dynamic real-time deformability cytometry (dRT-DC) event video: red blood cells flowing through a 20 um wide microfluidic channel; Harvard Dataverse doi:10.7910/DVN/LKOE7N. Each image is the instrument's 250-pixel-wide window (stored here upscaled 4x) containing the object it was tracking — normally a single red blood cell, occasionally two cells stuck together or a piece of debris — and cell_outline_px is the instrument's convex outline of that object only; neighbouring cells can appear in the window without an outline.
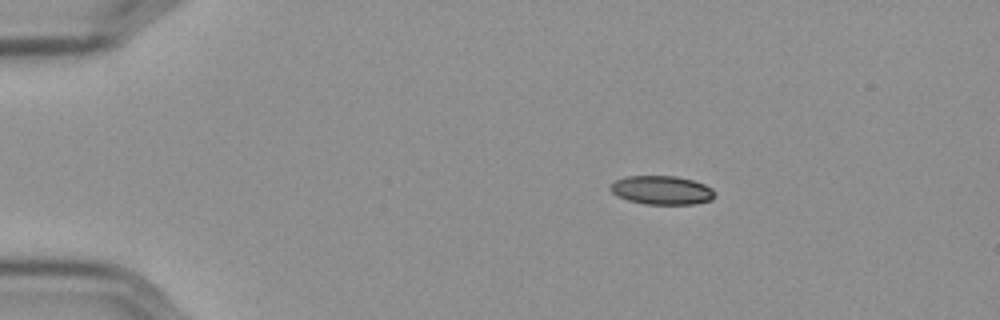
{"species": "Egyptian fruit bat (a non-hibernating species)", "species_latin": "Rousettus aegyptiacus", "temperature_condition": "cold", "stored_images_in_passage": 48, "camera_frame_rate_fps": 3000, "um_per_image_px": 0.085, "frame": {"image": 1, "passage_image": 1, "time_ms": 0.0, "image_size_px": [1000, 320], "cell_outline_px": [[716, 196], [712, 200], [692, 204], [644, 204], [628, 200], [616, 196], [608, 188], [616, 180], [624, 176], [676, 176], [692, 180], [704, 184], [712, 188], [716, 192]], "centroid_in_image_um": [56.26, 16.16], "position_along_channel_um": 28.7, "area_um2": 17.63}}
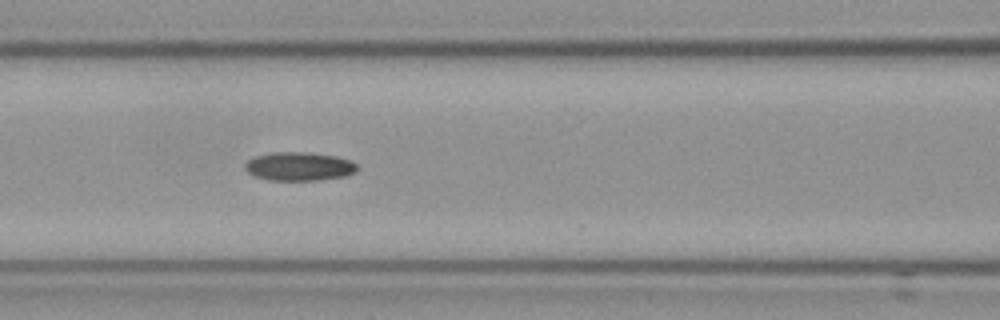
{"frame": {"image": 2, "passage_image": 16, "time_ms": 5.0, "image_size_px": [1000, 320], "cell_outline_px": [[356, 172], [344, 176], [320, 180], [268, 180], [252, 176], [244, 168], [244, 164], [252, 156], [272, 152], [308, 152], [336, 156], [352, 160], [356, 164]], "centroid_in_image_um": [25.38, 14.14], "position_along_channel_um": 141.2, "area_um2": 18.96}}
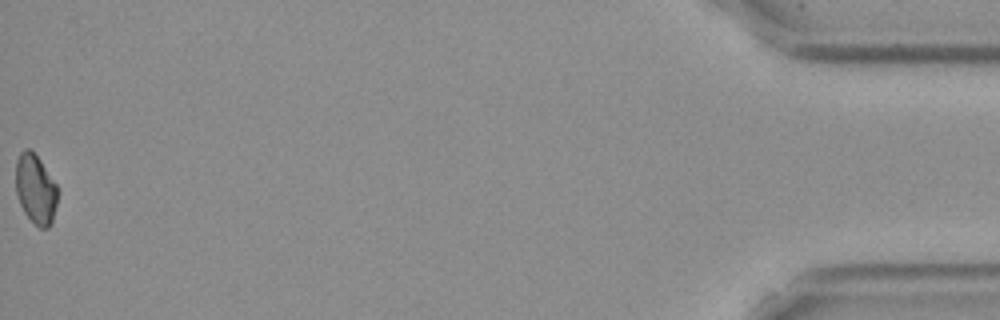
{"frame": {"image": 3, "passage_image": 48, "time_ms": 15.667, "image_size_px": [1000, 320], "cell_outline_px": [[60, 192], [52, 220], [48, 228], [40, 228], [24, 212], [20, 204], [16, 192], [16, 160], [20, 152], [24, 148], [28, 148], [40, 160], [56, 184]], "centroid_in_image_um": [3.04, 16.07], "position_along_channel_um": 432.2, "area_um2": 16.94}}